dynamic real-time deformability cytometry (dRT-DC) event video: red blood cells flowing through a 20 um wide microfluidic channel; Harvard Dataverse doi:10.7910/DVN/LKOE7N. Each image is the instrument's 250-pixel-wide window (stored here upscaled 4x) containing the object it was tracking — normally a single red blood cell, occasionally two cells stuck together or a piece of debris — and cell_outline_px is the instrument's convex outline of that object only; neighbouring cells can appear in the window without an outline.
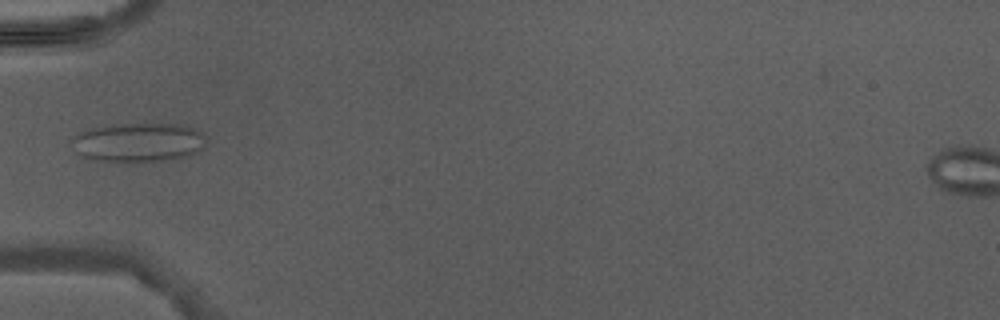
{"species": "Egyptian fruit bat (a non-hibernating species)", "species_latin": "Rousettus aegyptiacus", "temperature_condition": "warm", "stored_images_in_passage": 4, "camera_frame_rate_fps": 3000, "um_per_image_px": 0.085, "animal": {"sex": "male"}, "frame": {"image": 1, "passage_image": 4, "time_ms": 4.333, "image_size_px": [1000, 320], "cell_outline_px": [[204, 148], [188, 156], [172, 160], [128, 164], [120, 164], [84, 156], [80, 152], [72, 140], [80, 132], [92, 128], [120, 124], [184, 124], [200, 132], [204, 136]], "centroid_in_image_um": [11.85, 12.13], "position_along_channel_um": 73.2, "area_um2": 30.69}}